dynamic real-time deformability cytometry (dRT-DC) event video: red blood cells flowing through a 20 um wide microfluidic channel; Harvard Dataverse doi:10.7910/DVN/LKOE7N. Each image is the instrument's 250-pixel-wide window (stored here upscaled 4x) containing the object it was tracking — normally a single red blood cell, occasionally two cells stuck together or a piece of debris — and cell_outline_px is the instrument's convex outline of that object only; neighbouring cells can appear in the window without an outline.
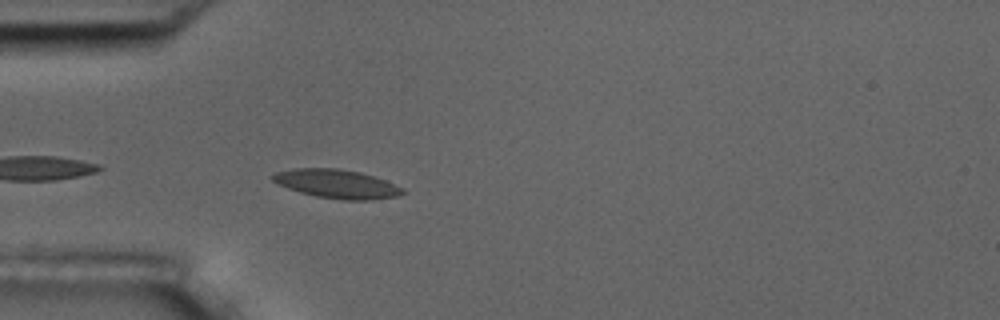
{"species": "common noctule bat (a hibernating species)", "species_latin": "Nyctalus noctula", "temperature_condition": "room temperature", "stored_images_in_passage": 12, "camera_frame_rate_fps": 3000, "um_per_image_px": 0.085, "animal": {"sex": "male", "body_mass_g": 17.5, "forearm_length_mm": 52.3}, "frame": {"image": 1, "passage_image": 3, "time_ms": 0.667, "image_size_px": [1000, 320], "cell_outline_px": [[404, 192], [396, 196], [368, 200], [344, 200], [316, 196], [300, 192], [276, 184], [268, 176], [276, 172], [296, 168], [340, 168], [360, 172], [384, 180], [404, 188]], "centroid_in_image_um": [28.57, 15.62], "position_along_channel_um": 56.4, "area_um2": 21.73}}